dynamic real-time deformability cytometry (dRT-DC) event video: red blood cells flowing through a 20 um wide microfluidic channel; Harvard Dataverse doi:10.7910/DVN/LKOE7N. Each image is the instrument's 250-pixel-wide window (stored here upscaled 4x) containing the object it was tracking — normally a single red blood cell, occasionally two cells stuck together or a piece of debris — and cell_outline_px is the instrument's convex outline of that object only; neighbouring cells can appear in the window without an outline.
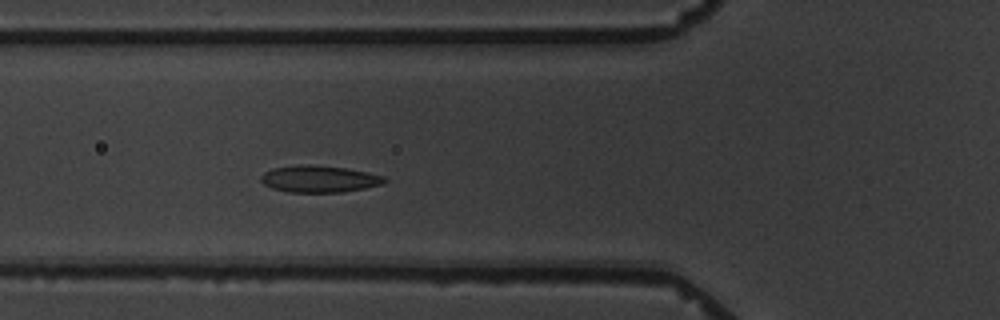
{"species": "common noctule bat (a hibernating species)", "species_latin": "Nyctalus noctula", "temperature_condition": "warm", "stored_images_in_passage": 5, "camera_frame_rate_fps": 3000, "um_per_image_px": 0.085, "animal": {"sex": "male", "body_mass_g": 19.5, "forearm_length_mm": 54.6}, "frame": {"image": 1, "passage_image": 5, "time_ms": 4.667, "image_size_px": [1000, 320], "cell_outline_px": [[388, 180], [384, 184], [364, 188], [340, 192], [288, 192], [272, 188], [264, 184], [260, 180], [260, 176], [264, 172], [272, 168], [300, 164], [308, 164], [344, 168], [368, 172], [384, 176]], "centroid_in_image_um": [27.12, 15.2], "position_along_channel_um": 98.7, "area_um2": 19.36}}